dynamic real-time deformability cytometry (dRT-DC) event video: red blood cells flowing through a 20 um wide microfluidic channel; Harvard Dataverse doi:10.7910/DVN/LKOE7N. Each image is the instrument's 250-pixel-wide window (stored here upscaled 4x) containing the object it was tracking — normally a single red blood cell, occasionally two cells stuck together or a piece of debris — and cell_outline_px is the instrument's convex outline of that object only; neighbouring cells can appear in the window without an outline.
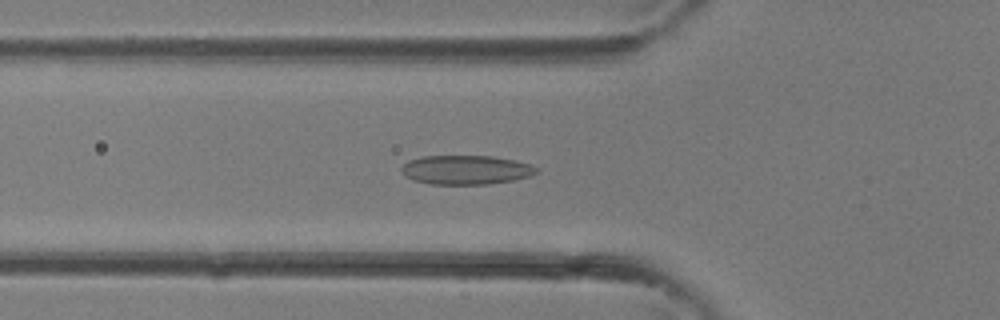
{"species": "common noctule bat (a hibernating species)", "species_latin": "Nyctalus noctula", "temperature_condition": "room temperature", "stored_images_in_passage": 35, "camera_frame_rate_fps": 3000, "um_per_image_px": 0.085, "animal": {"sex": "female"}, "frame": {"image": 1, "passage_image": 12, "time_ms": 3.667, "image_size_px": [1000, 320], "cell_outline_px": [[540, 172], [528, 176], [512, 180], [488, 184], [428, 184], [412, 180], [404, 176], [400, 172], [400, 168], [408, 160], [420, 156], [492, 156], [512, 160], [528, 164], [540, 168]], "centroid_in_image_um": [39.55, 14.44], "position_along_channel_um": 86.3, "area_um2": 23.06}}
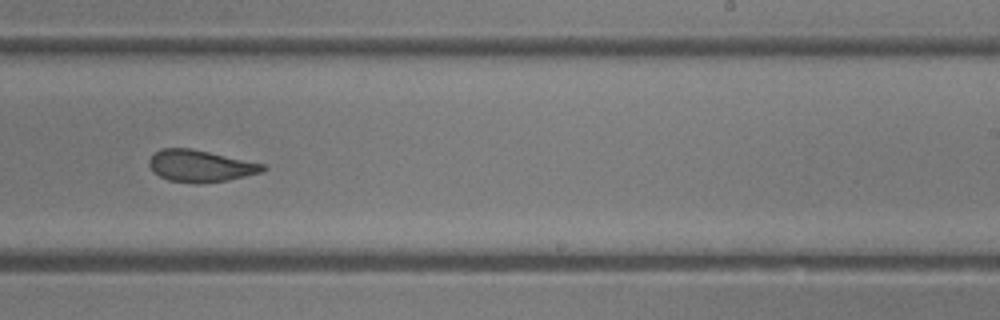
{"frame": {"image": 2, "passage_image": 22, "time_ms": 7.0, "image_size_px": [1000, 320], "cell_outline_px": [[268, 168], [264, 172], [228, 180], [200, 184], [192, 184], [168, 180], [160, 176], [148, 164], [148, 160], [160, 148], [192, 148], [264, 164]], "centroid_in_image_um": [17.06, 14.12], "position_along_channel_um": 271.9, "area_um2": 21.21}}
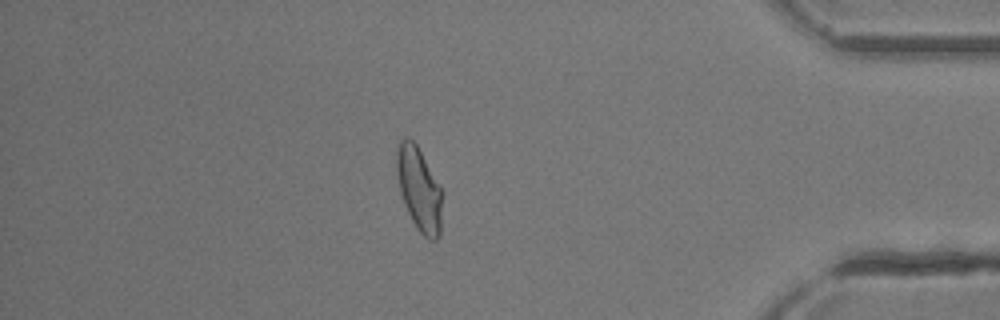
{"frame": {"image": 3, "passage_image": 31, "time_ms": 10.0, "image_size_px": [1000, 320], "cell_outline_px": [[444, 192], [440, 236], [436, 240], [428, 240], [416, 228], [404, 204], [400, 192], [396, 172], [396, 148], [400, 140], [404, 136], [408, 136], [416, 144]], "centroid_in_image_um": [35.64, 16.08], "position_along_channel_um": 399.6, "area_um2": 22.77}}